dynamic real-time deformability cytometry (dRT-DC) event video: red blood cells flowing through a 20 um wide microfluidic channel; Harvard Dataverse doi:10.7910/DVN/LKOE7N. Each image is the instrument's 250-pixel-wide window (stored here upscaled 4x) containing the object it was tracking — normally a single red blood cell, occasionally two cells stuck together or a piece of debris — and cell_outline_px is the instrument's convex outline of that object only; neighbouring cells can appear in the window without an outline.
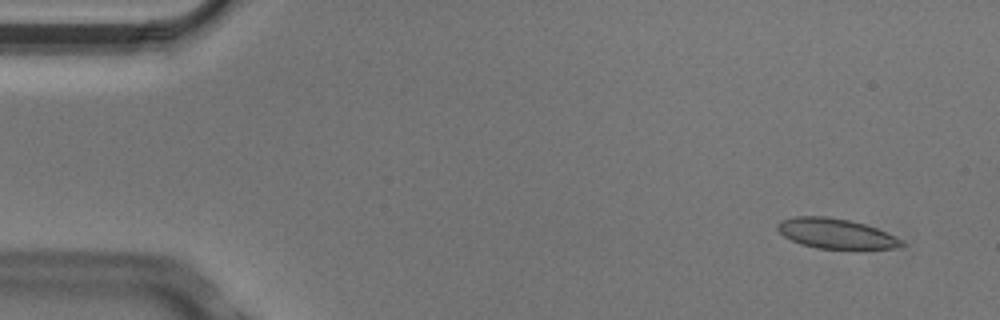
{"species": "Egyptian fruit bat (a non-hibernating species)", "species_latin": "Rousettus aegyptiacus", "temperature_condition": "cold", "stored_images_in_passage": 5, "camera_frame_rate_fps": 3000, "um_per_image_px": 0.085, "animal": {"sex": "male"}, "frame": {"image": 1, "passage_image": 2, "time_ms": 0.333, "image_size_px": [1000, 320], "cell_outline_px": [[904, 244], [900, 248], [816, 248], [800, 244], [784, 236], [776, 228], [776, 224], [780, 220], [796, 216], [824, 216], [848, 220], [864, 224], [876, 228], [896, 236], [904, 240]], "centroid_in_image_um": [71.03, 19.84], "position_along_channel_um": 14.0, "area_um2": 21.56}}